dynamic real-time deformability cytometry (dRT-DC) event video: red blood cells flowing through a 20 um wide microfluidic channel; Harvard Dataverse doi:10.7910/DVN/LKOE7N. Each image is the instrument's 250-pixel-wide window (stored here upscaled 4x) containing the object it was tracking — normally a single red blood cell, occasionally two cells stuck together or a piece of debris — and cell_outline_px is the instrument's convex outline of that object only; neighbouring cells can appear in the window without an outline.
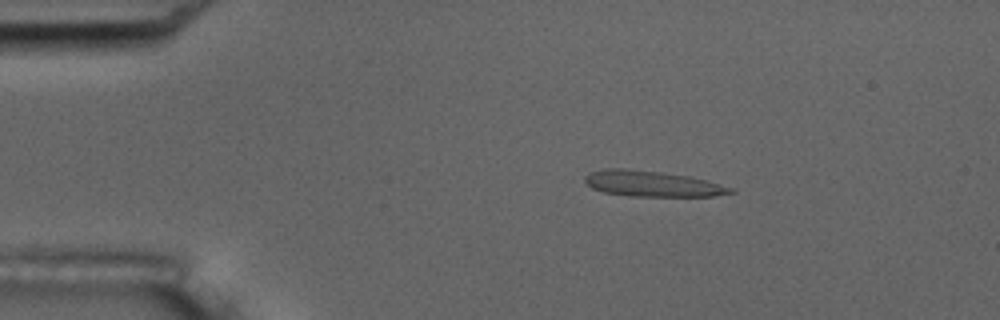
{"species": "common noctule bat (a hibernating species)", "species_latin": "Nyctalus noctula", "temperature_condition": "room temperature", "stored_images_in_passage": 5, "camera_frame_rate_fps": 3000, "um_per_image_px": 0.085, "animal": {"sex": "male", "body_mass_g": 17.5, "forearm_length_mm": 52.3}, "frame": {"image": 1, "passage_image": 3, "time_ms": 2.333, "image_size_px": [1000, 320], "cell_outline_px": [[736, 192], [712, 196], [628, 196], [604, 192], [592, 188], [584, 180], [584, 176], [588, 172], [604, 168], [624, 168], [660, 172], [688, 176], [704, 180], [732, 188]], "centroid_in_image_um": [55.36, 15.61], "position_along_channel_um": 29.6, "area_um2": 21.68}}